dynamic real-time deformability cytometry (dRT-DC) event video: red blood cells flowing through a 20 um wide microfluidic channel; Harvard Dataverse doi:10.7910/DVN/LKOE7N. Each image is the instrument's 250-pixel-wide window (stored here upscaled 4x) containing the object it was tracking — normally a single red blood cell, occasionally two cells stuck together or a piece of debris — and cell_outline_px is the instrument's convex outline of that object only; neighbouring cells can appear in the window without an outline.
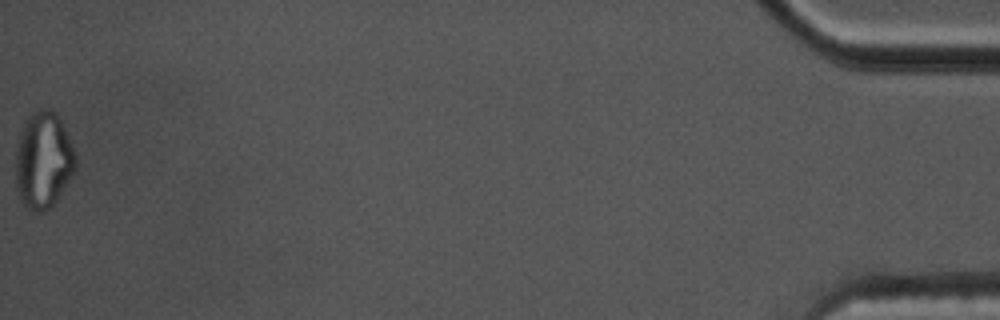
{"species": "common noctule bat (a hibernating species)", "species_latin": "Nyctalus noctula", "temperature_condition": "cold", "stored_images_in_passage": 47, "segment_of_instrument_passage": [2, 2], "camera_frame_rate_fps": 3000, "um_per_image_px": 0.085, "animal": {"sex": "male", "body_mass_g": 17.5, "forearm_length_mm": 52.3}, "frame": {"image": 1, "passage_image": 47, "time_ms": 15.333, "image_size_px": [1000, 320], "cell_outline_px": [[76, 172], [56, 200], [44, 212], [36, 212], [28, 208], [20, 200], [16, 188], [16, 148], [20, 132], [28, 116], [36, 108], [48, 108], [56, 112], [60, 116], [72, 140], [76, 156]], "centroid_in_image_um": [3.71, 13.57], "position_along_channel_um": 431.5, "area_um2": 34.45}}